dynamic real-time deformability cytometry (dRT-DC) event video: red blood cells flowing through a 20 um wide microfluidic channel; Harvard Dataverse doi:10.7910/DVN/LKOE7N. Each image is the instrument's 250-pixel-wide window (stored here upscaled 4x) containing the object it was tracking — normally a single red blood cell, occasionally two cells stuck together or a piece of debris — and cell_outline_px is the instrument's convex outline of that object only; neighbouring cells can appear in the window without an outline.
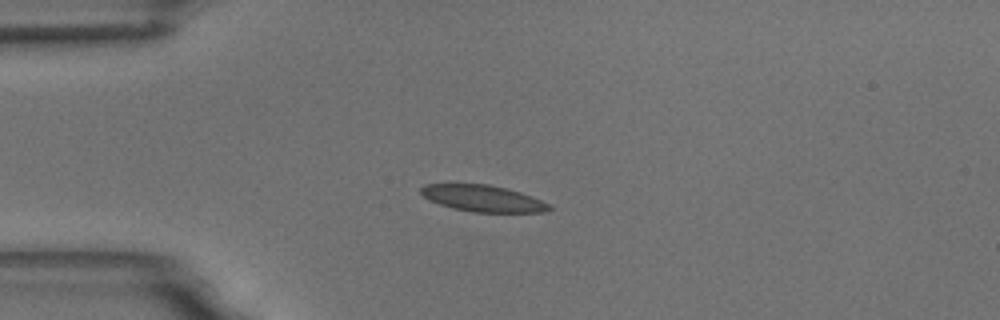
{"species": "common noctule bat (a hibernating species)", "species_latin": "Nyctalus noctula", "temperature_condition": "room temperature", "stored_images_in_passage": 45, "camera_frame_rate_fps": 3000, "um_per_image_px": 0.085, "animal": {"sex": "male", "body_mass_g": 18.8}, "frame": {"image": 1, "passage_image": 1, "time_ms": 0.0, "image_size_px": [1000, 320], "cell_outline_px": [[552, 208], [544, 212], [472, 212], [452, 208], [428, 200], [420, 192], [420, 188], [424, 184], [488, 184], [520, 192], [540, 200], [548, 204]], "centroid_in_image_um": [41.0, 16.86], "position_along_channel_um": 44.0, "area_um2": 19.59}}
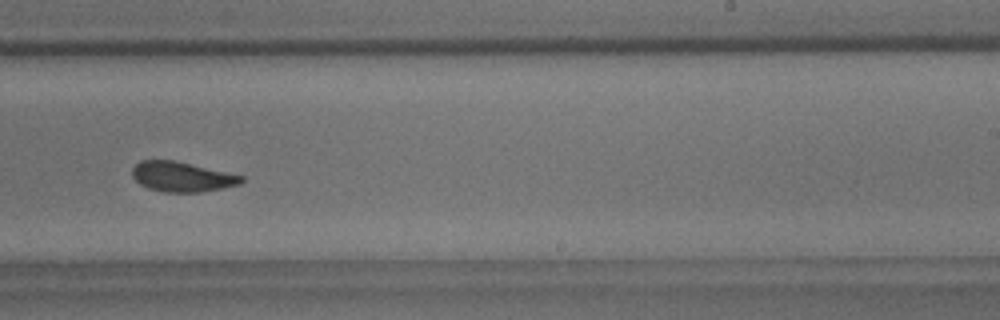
{"frame": {"image": 2, "passage_image": 23, "time_ms": 7.333, "image_size_px": [1000, 320], "cell_outline_px": [[244, 180], [240, 184], [224, 188], [200, 192], [164, 192], [148, 188], [140, 184], [132, 176], [132, 168], [140, 160], [172, 160], [244, 176]], "centroid_in_image_um": [15.45, 15.03], "position_along_channel_um": 273.5, "area_um2": 18.9}}
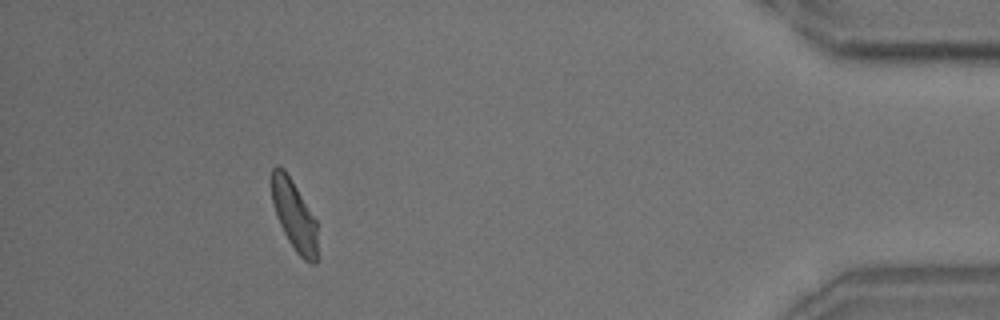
{"frame": {"image": 3, "passage_image": 40, "time_ms": 13.0, "image_size_px": [1000, 320], "cell_outline_px": [[316, 264], [312, 264], [304, 260], [296, 252], [288, 240], [276, 216], [272, 200], [272, 168], [276, 164], [284, 168], [292, 180], [316, 220]], "centroid_in_image_um": [24.99, 18.28], "position_along_channel_um": 410.2, "area_um2": 18.44}, "authors_computed_cell_mechanics": {"area_um2": 19.5942, "velocity_mm_per_s": 3.4104, "shape_relaxation_time_tau1_ms": 5.2325, "shape_relaxation_time_tau2_ms": 2.0187, "deformation_change_tau1": 0.1134, "deformation_change_tau2": 0.0609}}